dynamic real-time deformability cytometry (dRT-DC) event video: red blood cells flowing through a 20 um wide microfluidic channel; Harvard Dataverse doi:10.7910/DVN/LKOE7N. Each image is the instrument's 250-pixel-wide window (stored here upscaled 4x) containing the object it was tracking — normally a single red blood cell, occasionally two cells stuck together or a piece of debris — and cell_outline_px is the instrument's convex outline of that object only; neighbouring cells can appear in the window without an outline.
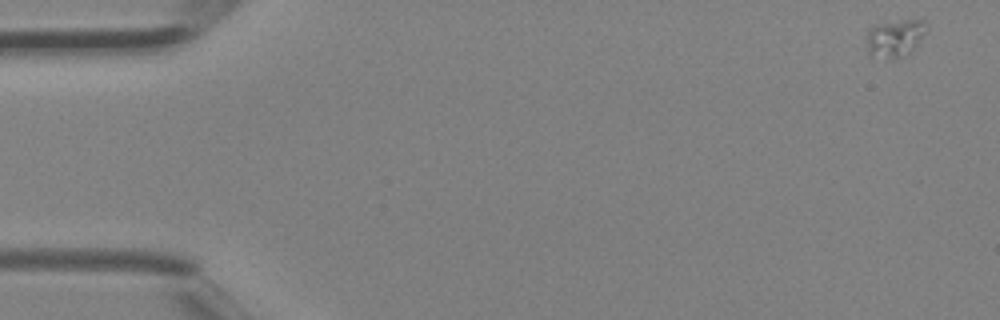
{"species": "Egyptian fruit bat (a non-hibernating species)", "species_latin": "Rousettus aegyptiacus", "temperature_condition": "room temperature", "stored_images_in_passage": 41, "camera_frame_rate_fps": 3000, "um_per_image_px": 0.085, "animal": {"sex": "female"}, "frame": {"image": 1, "passage_image": 1, "time_ms": 0.0, "image_size_px": [1000, 320], "cell_outline_px": [[928, 28], [912, 52], [900, 56], [888, 56], [868, 52], [868, 28], [876, 24], [904, 20], [924, 20]], "centroid_in_image_um": [76.14, 3.16], "position_along_channel_um": 8.9, "area_um2": 12.43}}
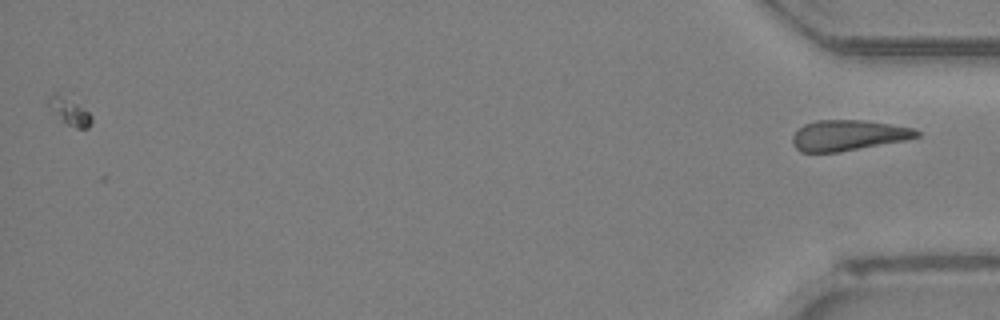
{"frame": {"image": 2, "passage_image": 41, "time_ms": 13.333, "image_size_px": [1000, 320], "cell_outline_px": [[920, 136], [908, 140], [840, 152], [800, 152], [792, 144], [792, 136], [804, 124], [816, 120], [864, 120], [916, 128], [920, 132]], "centroid_in_image_um": [72.13, 11.5], "position_along_channel_um": 363.1, "area_um2": 22.37}}